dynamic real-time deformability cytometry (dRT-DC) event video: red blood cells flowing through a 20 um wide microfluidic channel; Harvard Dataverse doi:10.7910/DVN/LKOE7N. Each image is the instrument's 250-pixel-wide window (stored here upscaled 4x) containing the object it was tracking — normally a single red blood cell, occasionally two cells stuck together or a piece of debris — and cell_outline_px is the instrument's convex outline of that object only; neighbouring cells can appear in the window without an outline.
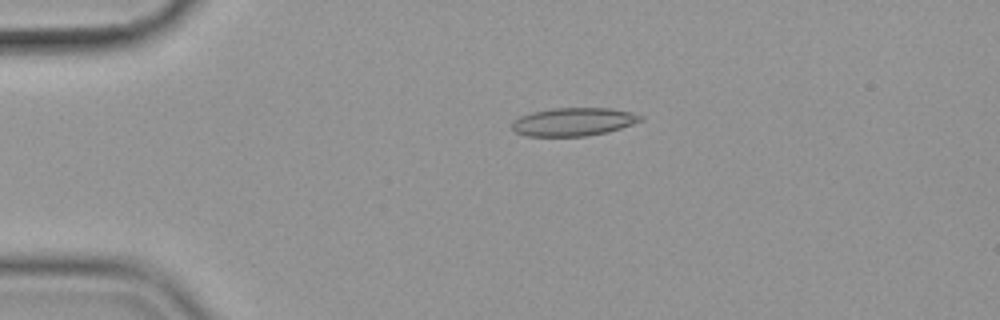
{"species": "common noctule bat (a hibernating species)", "species_latin": "Nyctalus noctula", "temperature_condition": "cold", "stored_images_in_passage": 56, "camera_frame_rate_fps": 3000, "um_per_image_px": 0.085, "animal": {"sex": "female", "body_mass_g": 19.9}, "frame": {"image": 1, "passage_image": 12, "time_ms": 3.667, "image_size_px": [1000, 320], "cell_outline_px": [[644, 120], [608, 132], [584, 136], [528, 136], [516, 132], [512, 128], [512, 120], [520, 116], [532, 112], [552, 108], [608, 108], [628, 112], [644, 116]], "centroid_in_image_um": [48.73, 10.35], "position_along_channel_um": 36.3, "area_um2": 21.04}}
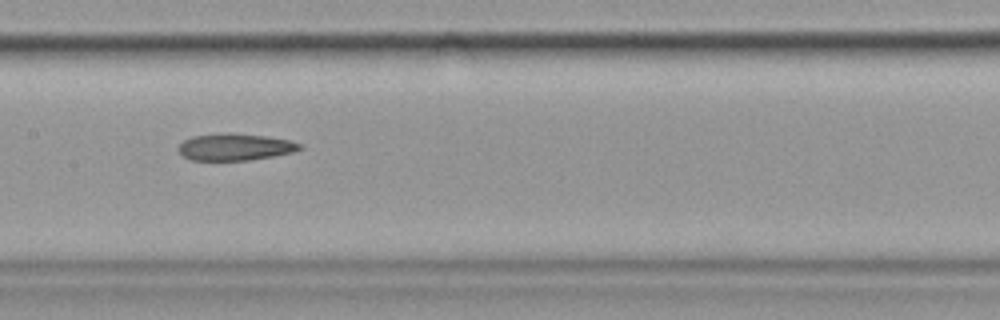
{"frame": {"image": 2, "passage_image": 28, "time_ms": 9.0, "image_size_px": [1000, 320], "cell_outline_px": [[304, 148], [296, 152], [248, 160], [188, 160], [180, 156], [176, 148], [184, 140], [192, 136], [220, 132], [228, 132], [264, 136], [292, 140], [300, 144]], "centroid_in_image_um": [19.94, 12.49], "position_along_channel_um": 187.5, "area_um2": 19.42}}
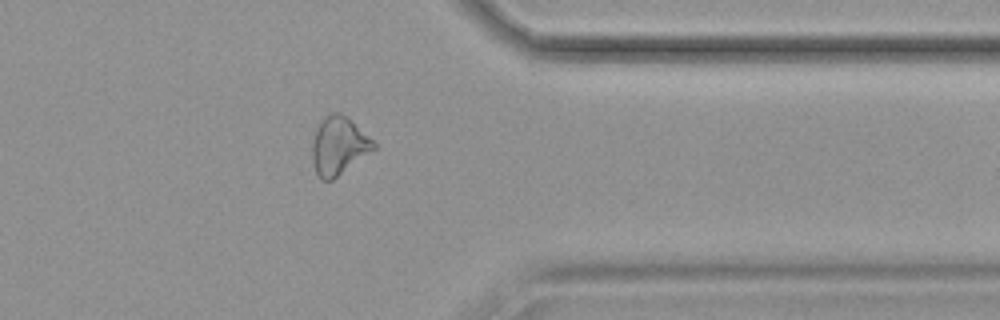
{"frame": {"image": 3, "passage_image": 45, "time_ms": 14.667, "image_size_px": [1000, 320], "cell_outline_px": [[376, 148], [332, 180], [320, 180], [316, 172], [312, 160], [312, 144], [316, 128], [320, 120], [324, 116], [332, 112], [340, 112], [348, 116], [376, 144]], "centroid_in_image_um": [28.77, 12.36], "position_along_channel_um": 382.6, "area_um2": 20.75}, "authors_computed_cell_mechanics": {"area_um2": 20.9236, "velocity_mm_per_s": 3.5886, "shape_relaxation_time_tau1_ms": null, "shape_relaxation_time_tau2_ms": 7.5048, "deformation_change_tau1": null, "deformation_change_tau2": 0.193}}